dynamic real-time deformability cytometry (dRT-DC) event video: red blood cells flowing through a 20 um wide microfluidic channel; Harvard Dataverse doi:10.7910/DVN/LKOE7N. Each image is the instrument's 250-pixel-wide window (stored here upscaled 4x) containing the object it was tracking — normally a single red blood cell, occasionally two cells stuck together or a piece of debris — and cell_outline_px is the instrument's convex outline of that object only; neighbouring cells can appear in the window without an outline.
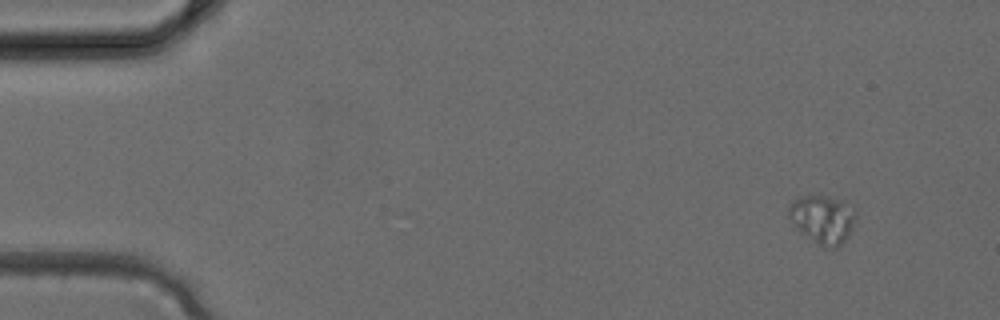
{"species": "common noctule bat (a hibernating species)", "species_latin": "Nyctalus noctula", "temperature_condition": "cold", "stored_images_in_passage": 3, "camera_frame_rate_fps": 3000, "um_per_image_px": 0.085, "animal": {"sex": "female", "body_mass_g": 24.6, "forearm_length_mm": 56.2}, "frame": {"image": 1, "passage_image": 1, "time_ms": 0.0, "image_size_px": [1000, 320], "cell_outline_px": [[856, 216], [852, 228], [848, 236], [836, 248], [832, 248], [820, 244], [804, 232], [788, 216], [788, 204], [792, 200], [800, 196], [820, 192], [844, 200]], "centroid_in_image_um": [69.92, 18.52], "position_along_channel_um": 15.1, "area_um2": 18.67}}
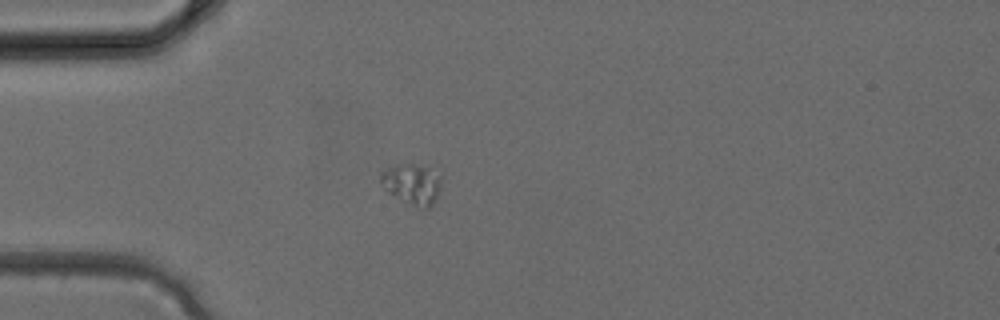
{"frame": {"image": 2, "passage_image": 3, "time_ms": 0.667, "image_size_px": [1000, 320], "cell_outline_px": [[440, 192], [436, 200], [428, 208], [424, 208], [412, 204], [388, 192], [384, 188], [380, 180], [380, 172], [388, 168], [400, 164], [412, 164], [428, 168], [440, 176]], "centroid_in_image_um": [35.03, 15.64], "position_along_channel_um": 50.0, "area_um2": 13.93}}